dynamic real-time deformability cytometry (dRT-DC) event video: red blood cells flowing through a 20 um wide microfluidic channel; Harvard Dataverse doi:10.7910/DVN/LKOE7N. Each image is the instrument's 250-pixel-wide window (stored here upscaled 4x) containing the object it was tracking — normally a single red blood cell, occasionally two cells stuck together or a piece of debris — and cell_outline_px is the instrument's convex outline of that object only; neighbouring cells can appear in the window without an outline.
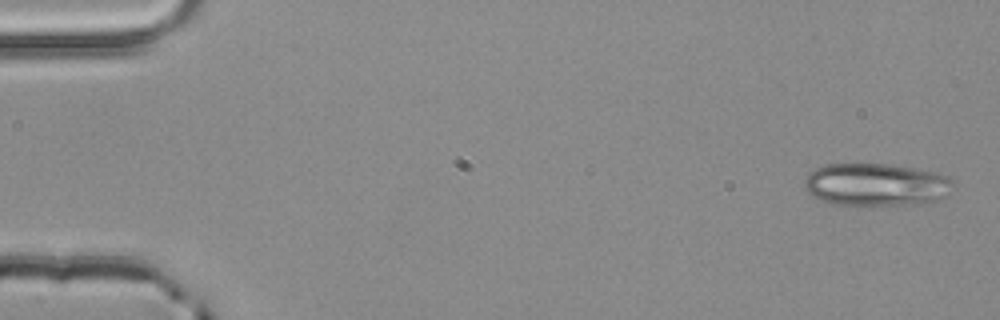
{"species": "common noctule bat (a hibernating species)", "species_latin": "Nyctalus noctula", "temperature_condition": "room temperature", "stored_images_in_passage": 4, "camera_frame_rate_fps": 3000, "um_per_image_px": 0.085, "animal": {"sex": "male", "body_mass_g": 20.4}, "frame": {"image": 1, "passage_image": 1, "time_ms": 0.0, "image_size_px": [1000, 320], "cell_outline_px": [[952, 184], [948, 196], [936, 200], [916, 204], [836, 204], [812, 196], [804, 188], [804, 180], [816, 168], [828, 164], [888, 164], [936, 172], [952, 180]], "centroid_in_image_um": [74.47, 15.68], "position_along_channel_um": 10.5, "area_um2": 36.36}}